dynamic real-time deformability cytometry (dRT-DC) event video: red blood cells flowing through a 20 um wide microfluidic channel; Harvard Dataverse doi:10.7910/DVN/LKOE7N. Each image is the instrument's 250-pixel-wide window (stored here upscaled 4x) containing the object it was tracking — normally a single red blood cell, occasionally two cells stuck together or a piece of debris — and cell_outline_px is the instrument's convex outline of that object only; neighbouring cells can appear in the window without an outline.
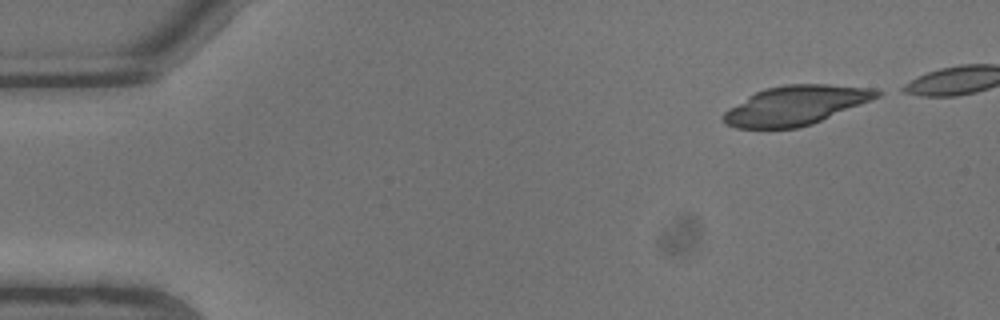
{"species": "common noctule bat (a hibernating species)", "species_latin": "Nyctalus noctula", "temperature_condition": "warm", "stored_images_in_passage": 5, "camera_frame_rate_fps": 3000, "um_per_image_px": 0.085, "animal": {"sex": "male", "body_mass_g": 13.3}, "frame": {"image": 1, "passage_image": 1, "time_ms": 0.0, "image_size_px": [1000, 320], "cell_outline_px": [[884, 92], [880, 96], [872, 100], [812, 124], [796, 128], [736, 128], [728, 124], [720, 116], [728, 108], [748, 96], [764, 88], [784, 84], [828, 84], [876, 88]], "centroid_in_image_um": [67.66, 8.94], "position_along_channel_um": 17.3, "area_um2": 35.2}}